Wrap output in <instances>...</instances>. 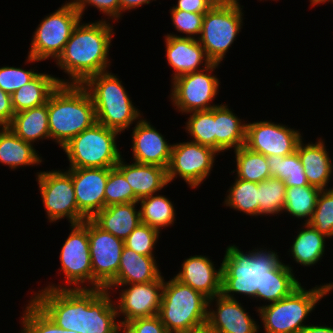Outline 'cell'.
Here are the masks:
<instances>
[{
    "instance_id": "6da1fadb",
    "label": "cell",
    "mask_w": 333,
    "mask_h": 333,
    "mask_svg": "<svg viewBox=\"0 0 333 333\" xmlns=\"http://www.w3.org/2000/svg\"><path fill=\"white\" fill-rule=\"evenodd\" d=\"M112 294L100 288H42L30 299L63 329L78 333H117L120 322Z\"/></svg>"
},
{
    "instance_id": "7a4b0ae2",
    "label": "cell",
    "mask_w": 333,
    "mask_h": 333,
    "mask_svg": "<svg viewBox=\"0 0 333 333\" xmlns=\"http://www.w3.org/2000/svg\"><path fill=\"white\" fill-rule=\"evenodd\" d=\"M113 27L104 18L91 23H83L82 20L78 23L55 61L69 78L56 77L59 84H83L89 77L109 71V51L115 35Z\"/></svg>"
},
{
    "instance_id": "3957f363",
    "label": "cell",
    "mask_w": 333,
    "mask_h": 333,
    "mask_svg": "<svg viewBox=\"0 0 333 333\" xmlns=\"http://www.w3.org/2000/svg\"><path fill=\"white\" fill-rule=\"evenodd\" d=\"M279 257L272 249L259 247L244 253L235 244L227 246L222 260L221 294L234 300L240 294L264 301L266 276L282 261Z\"/></svg>"
},
{
    "instance_id": "277c9868",
    "label": "cell",
    "mask_w": 333,
    "mask_h": 333,
    "mask_svg": "<svg viewBox=\"0 0 333 333\" xmlns=\"http://www.w3.org/2000/svg\"><path fill=\"white\" fill-rule=\"evenodd\" d=\"M47 106L50 139L60 148L97 122L92 97L82 84H59Z\"/></svg>"
},
{
    "instance_id": "5b68a950",
    "label": "cell",
    "mask_w": 333,
    "mask_h": 333,
    "mask_svg": "<svg viewBox=\"0 0 333 333\" xmlns=\"http://www.w3.org/2000/svg\"><path fill=\"white\" fill-rule=\"evenodd\" d=\"M118 77L106 71L89 77L82 85L92 97L97 123L123 133L137 123L143 113L133 105Z\"/></svg>"
},
{
    "instance_id": "8992f818",
    "label": "cell",
    "mask_w": 333,
    "mask_h": 333,
    "mask_svg": "<svg viewBox=\"0 0 333 333\" xmlns=\"http://www.w3.org/2000/svg\"><path fill=\"white\" fill-rule=\"evenodd\" d=\"M333 291V282L307 290L300 285L289 296L275 303L256 306L265 333H300L307 316L322 298ZM305 324H304V323Z\"/></svg>"
},
{
    "instance_id": "52a82bcc",
    "label": "cell",
    "mask_w": 333,
    "mask_h": 333,
    "mask_svg": "<svg viewBox=\"0 0 333 333\" xmlns=\"http://www.w3.org/2000/svg\"><path fill=\"white\" fill-rule=\"evenodd\" d=\"M208 298L172 277L164 280L158 316L169 333H184L206 325Z\"/></svg>"
},
{
    "instance_id": "ba28073f",
    "label": "cell",
    "mask_w": 333,
    "mask_h": 333,
    "mask_svg": "<svg viewBox=\"0 0 333 333\" xmlns=\"http://www.w3.org/2000/svg\"><path fill=\"white\" fill-rule=\"evenodd\" d=\"M120 132L99 123L73 137L62 149L68 168H113L122 158L117 147Z\"/></svg>"
},
{
    "instance_id": "9c48e42d",
    "label": "cell",
    "mask_w": 333,
    "mask_h": 333,
    "mask_svg": "<svg viewBox=\"0 0 333 333\" xmlns=\"http://www.w3.org/2000/svg\"><path fill=\"white\" fill-rule=\"evenodd\" d=\"M243 7L240 0H219L204 14L198 41L212 63L221 64L241 32Z\"/></svg>"
},
{
    "instance_id": "30bf717a",
    "label": "cell",
    "mask_w": 333,
    "mask_h": 333,
    "mask_svg": "<svg viewBox=\"0 0 333 333\" xmlns=\"http://www.w3.org/2000/svg\"><path fill=\"white\" fill-rule=\"evenodd\" d=\"M82 18L72 0L45 16L34 31L25 63L56 61Z\"/></svg>"
},
{
    "instance_id": "8fae6325",
    "label": "cell",
    "mask_w": 333,
    "mask_h": 333,
    "mask_svg": "<svg viewBox=\"0 0 333 333\" xmlns=\"http://www.w3.org/2000/svg\"><path fill=\"white\" fill-rule=\"evenodd\" d=\"M69 229L70 233L61 247L59 256L61 263L59 270L64 273L67 285L49 283L45 288L92 289L88 219L79 224H71Z\"/></svg>"
},
{
    "instance_id": "7c38bea8",
    "label": "cell",
    "mask_w": 333,
    "mask_h": 333,
    "mask_svg": "<svg viewBox=\"0 0 333 333\" xmlns=\"http://www.w3.org/2000/svg\"><path fill=\"white\" fill-rule=\"evenodd\" d=\"M219 66V63H212L203 70L184 74L172 80L169 98L174 109L187 114L210 110L219 105L212 102L219 93L221 83L217 75L212 73Z\"/></svg>"
},
{
    "instance_id": "4fadbf2b",
    "label": "cell",
    "mask_w": 333,
    "mask_h": 333,
    "mask_svg": "<svg viewBox=\"0 0 333 333\" xmlns=\"http://www.w3.org/2000/svg\"><path fill=\"white\" fill-rule=\"evenodd\" d=\"M46 217L50 223L67 218L70 224H79L86 218L79 212L71 174L66 170L36 173Z\"/></svg>"
},
{
    "instance_id": "5bb4252c",
    "label": "cell",
    "mask_w": 333,
    "mask_h": 333,
    "mask_svg": "<svg viewBox=\"0 0 333 333\" xmlns=\"http://www.w3.org/2000/svg\"><path fill=\"white\" fill-rule=\"evenodd\" d=\"M217 155L215 149L192 141L174 143L167 168L169 184L179 177L191 189L199 188L210 176Z\"/></svg>"
},
{
    "instance_id": "9a60e30c",
    "label": "cell",
    "mask_w": 333,
    "mask_h": 333,
    "mask_svg": "<svg viewBox=\"0 0 333 333\" xmlns=\"http://www.w3.org/2000/svg\"><path fill=\"white\" fill-rule=\"evenodd\" d=\"M164 277L161 275L157 280L147 283L108 285L105 290L114 293L120 289L119 297L115 303L120 324L145 317L157 316L160 310ZM123 287H126L125 289Z\"/></svg>"
},
{
    "instance_id": "2e32d148",
    "label": "cell",
    "mask_w": 333,
    "mask_h": 333,
    "mask_svg": "<svg viewBox=\"0 0 333 333\" xmlns=\"http://www.w3.org/2000/svg\"><path fill=\"white\" fill-rule=\"evenodd\" d=\"M88 237L92 266V289H105L116 277L124 240L103 231L88 219Z\"/></svg>"
},
{
    "instance_id": "e0dca14e",
    "label": "cell",
    "mask_w": 333,
    "mask_h": 333,
    "mask_svg": "<svg viewBox=\"0 0 333 333\" xmlns=\"http://www.w3.org/2000/svg\"><path fill=\"white\" fill-rule=\"evenodd\" d=\"M294 127L263 120L246 123L245 146L265 156H287L296 151L302 133Z\"/></svg>"
},
{
    "instance_id": "ac0fdd59",
    "label": "cell",
    "mask_w": 333,
    "mask_h": 333,
    "mask_svg": "<svg viewBox=\"0 0 333 333\" xmlns=\"http://www.w3.org/2000/svg\"><path fill=\"white\" fill-rule=\"evenodd\" d=\"M79 212L92 219L105 208V187L109 168H68Z\"/></svg>"
},
{
    "instance_id": "d6986e66",
    "label": "cell",
    "mask_w": 333,
    "mask_h": 333,
    "mask_svg": "<svg viewBox=\"0 0 333 333\" xmlns=\"http://www.w3.org/2000/svg\"><path fill=\"white\" fill-rule=\"evenodd\" d=\"M248 313L238 299L221 294L208 299L206 325L215 333H259L260 326Z\"/></svg>"
},
{
    "instance_id": "ffe728a7",
    "label": "cell",
    "mask_w": 333,
    "mask_h": 333,
    "mask_svg": "<svg viewBox=\"0 0 333 333\" xmlns=\"http://www.w3.org/2000/svg\"><path fill=\"white\" fill-rule=\"evenodd\" d=\"M132 128L133 161L141 164L158 165L168 168L173 144L149 122L142 117Z\"/></svg>"
},
{
    "instance_id": "44dd1931",
    "label": "cell",
    "mask_w": 333,
    "mask_h": 333,
    "mask_svg": "<svg viewBox=\"0 0 333 333\" xmlns=\"http://www.w3.org/2000/svg\"><path fill=\"white\" fill-rule=\"evenodd\" d=\"M208 257L194 255L185 258L174 278L211 299L222 292V263L217 269L215 262Z\"/></svg>"
},
{
    "instance_id": "7402d4cb",
    "label": "cell",
    "mask_w": 333,
    "mask_h": 333,
    "mask_svg": "<svg viewBox=\"0 0 333 333\" xmlns=\"http://www.w3.org/2000/svg\"><path fill=\"white\" fill-rule=\"evenodd\" d=\"M164 37L165 56L168 65L174 71L171 81L181 75L203 70L212 64L197 38L166 35ZM200 65L203 67L201 68Z\"/></svg>"
},
{
    "instance_id": "603a6c76",
    "label": "cell",
    "mask_w": 333,
    "mask_h": 333,
    "mask_svg": "<svg viewBox=\"0 0 333 333\" xmlns=\"http://www.w3.org/2000/svg\"><path fill=\"white\" fill-rule=\"evenodd\" d=\"M302 138L296 148L301 164L303 165L309 185L321 190L329 189L328 184L332 178L333 160L325 146V140L317 138L316 142L304 144Z\"/></svg>"
},
{
    "instance_id": "cb8c5ba5",
    "label": "cell",
    "mask_w": 333,
    "mask_h": 333,
    "mask_svg": "<svg viewBox=\"0 0 333 333\" xmlns=\"http://www.w3.org/2000/svg\"><path fill=\"white\" fill-rule=\"evenodd\" d=\"M115 167L124 175L138 199L160 193L169 184L167 169L158 165L134 161L128 164L122 157Z\"/></svg>"
},
{
    "instance_id": "d4e9b609",
    "label": "cell",
    "mask_w": 333,
    "mask_h": 333,
    "mask_svg": "<svg viewBox=\"0 0 333 333\" xmlns=\"http://www.w3.org/2000/svg\"><path fill=\"white\" fill-rule=\"evenodd\" d=\"M138 202L113 204L100 210L91 220L103 231L125 240L141 224Z\"/></svg>"
},
{
    "instance_id": "484cf974",
    "label": "cell",
    "mask_w": 333,
    "mask_h": 333,
    "mask_svg": "<svg viewBox=\"0 0 333 333\" xmlns=\"http://www.w3.org/2000/svg\"><path fill=\"white\" fill-rule=\"evenodd\" d=\"M155 258L157 257L138 254L124 246L118 273L109 285L138 284L157 280L162 273Z\"/></svg>"
},
{
    "instance_id": "4316f807",
    "label": "cell",
    "mask_w": 333,
    "mask_h": 333,
    "mask_svg": "<svg viewBox=\"0 0 333 333\" xmlns=\"http://www.w3.org/2000/svg\"><path fill=\"white\" fill-rule=\"evenodd\" d=\"M246 122L225 103L215 106V150L222 153L244 146Z\"/></svg>"
},
{
    "instance_id": "83f0119b",
    "label": "cell",
    "mask_w": 333,
    "mask_h": 333,
    "mask_svg": "<svg viewBox=\"0 0 333 333\" xmlns=\"http://www.w3.org/2000/svg\"><path fill=\"white\" fill-rule=\"evenodd\" d=\"M35 145L20 139L8 127L0 128V164L15 170L19 167L37 166L43 162Z\"/></svg>"
},
{
    "instance_id": "f1b7e54d",
    "label": "cell",
    "mask_w": 333,
    "mask_h": 333,
    "mask_svg": "<svg viewBox=\"0 0 333 333\" xmlns=\"http://www.w3.org/2000/svg\"><path fill=\"white\" fill-rule=\"evenodd\" d=\"M7 127L20 139L33 145L39 140H50L47 102L15 113Z\"/></svg>"
},
{
    "instance_id": "f546056e",
    "label": "cell",
    "mask_w": 333,
    "mask_h": 333,
    "mask_svg": "<svg viewBox=\"0 0 333 333\" xmlns=\"http://www.w3.org/2000/svg\"><path fill=\"white\" fill-rule=\"evenodd\" d=\"M289 248L293 261L304 267L316 265L325 255L326 236L319 233L309 223L302 224ZM324 254V255H323Z\"/></svg>"
},
{
    "instance_id": "4dcf8cb0",
    "label": "cell",
    "mask_w": 333,
    "mask_h": 333,
    "mask_svg": "<svg viewBox=\"0 0 333 333\" xmlns=\"http://www.w3.org/2000/svg\"><path fill=\"white\" fill-rule=\"evenodd\" d=\"M58 85L55 75L39 73L11 95L14 112L44 105Z\"/></svg>"
},
{
    "instance_id": "1f68e13d",
    "label": "cell",
    "mask_w": 333,
    "mask_h": 333,
    "mask_svg": "<svg viewBox=\"0 0 333 333\" xmlns=\"http://www.w3.org/2000/svg\"><path fill=\"white\" fill-rule=\"evenodd\" d=\"M140 204L141 223L146 224L161 233V230L172 226L176 220L174 203L165 195L159 193L143 197Z\"/></svg>"
},
{
    "instance_id": "d6a6232c",
    "label": "cell",
    "mask_w": 333,
    "mask_h": 333,
    "mask_svg": "<svg viewBox=\"0 0 333 333\" xmlns=\"http://www.w3.org/2000/svg\"><path fill=\"white\" fill-rule=\"evenodd\" d=\"M233 152L235 154L236 169L231 171V173L236 172V178L260 183L271 177L265 155L254 152L245 145Z\"/></svg>"
},
{
    "instance_id": "836d02e7",
    "label": "cell",
    "mask_w": 333,
    "mask_h": 333,
    "mask_svg": "<svg viewBox=\"0 0 333 333\" xmlns=\"http://www.w3.org/2000/svg\"><path fill=\"white\" fill-rule=\"evenodd\" d=\"M266 159L270 176L282 180L287 188L309 185L297 151L287 156H266Z\"/></svg>"
},
{
    "instance_id": "e575fe53",
    "label": "cell",
    "mask_w": 333,
    "mask_h": 333,
    "mask_svg": "<svg viewBox=\"0 0 333 333\" xmlns=\"http://www.w3.org/2000/svg\"><path fill=\"white\" fill-rule=\"evenodd\" d=\"M291 265L282 261L272 270L268 271L265 283L263 305L275 303L289 296L301 283L295 277Z\"/></svg>"
},
{
    "instance_id": "d590c367",
    "label": "cell",
    "mask_w": 333,
    "mask_h": 333,
    "mask_svg": "<svg viewBox=\"0 0 333 333\" xmlns=\"http://www.w3.org/2000/svg\"><path fill=\"white\" fill-rule=\"evenodd\" d=\"M320 192L321 189L312 185L286 188L283 213L298 220L305 219L304 222L309 223Z\"/></svg>"
},
{
    "instance_id": "8d00e7d4",
    "label": "cell",
    "mask_w": 333,
    "mask_h": 333,
    "mask_svg": "<svg viewBox=\"0 0 333 333\" xmlns=\"http://www.w3.org/2000/svg\"><path fill=\"white\" fill-rule=\"evenodd\" d=\"M234 178L235 181L227 190L228 193L224 198L223 205L251 217H258V183Z\"/></svg>"
},
{
    "instance_id": "74e56055",
    "label": "cell",
    "mask_w": 333,
    "mask_h": 333,
    "mask_svg": "<svg viewBox=\"0 0 333 333\" xmlns=\"http://www.w3.org/2000/svg\"><path fill=\"white\" fill-rule=\"evenodd\" d=\"M286 185L278 178L270 177L258 183L259 216H277L283 213Z\"/></svg>"
},
{
    "instance_id": "f35d334b",
    "label": "cell",
    "mask_w": 333,
    "mask_h": 333,
    "mask_svg": "<svg viewBox=\"0 0 333 333\" xmlns=\"http://www.w3.org/2000/svg\"><path fill=\"white\" fill-rule=\"evenodd\" d=\"M187 114L184 129L192 137L190 141L215 149V107Z\"/></svg>"
},
{
    "instance_id": "ab89813d",
    "label": "cell",
    "mask_w": 333,
    "mask_h": 333,
    "mask_svg": "<svg viewBox=\"0 0 333 333\" xmlns=\"http://www.w3.org/2000/svg\"><path fill=\"white\" fill-rule=\"evenodd\" d=\"M21 316L20 333H64L31 299Z\"/></svg>"
},
{
    "instance_id": "60d3db41",
    "label": "cell",
    "mask_w": 333,
    "mask_h": 333,
    "mask_svg": "<svg viewBox=\"0 0 333 333\" xmlns=\"http://www.w3.org/2000/svg\"><path fill=\"white\" fill-rule=\"evenodd\" d=\"M138 200L124 175L116 167L109 168L105 187V207L113 204L138 202Z\"/></svg>"
},
{
    "instance_id": "b9f144b4",
    "label": "cell",
    "mask_w": 333,
    "mask_h": 333,
    "mask_svg": "<svg viewBox=\"0 0 333 333\" xmlns=\"http://www.w3.org/2000/svg\"><path fill=\"white\" fill-rule=\"evenodd\" d=\"M309 224L327 239L333 237V192L321 190Z\"/></svg>"
},
{
    "instance_id": "7bdbcfd3",
    "label": "cell",
    "mask_w": 333,
    "mask_h": 333,
    "mask_svg": "<svg viewBox=\"0 0 333 333\" xmlns=\"http://www.w3.org/2000/svg\"><path fill=\"white\" fill-rule=\"evenodd\" d=\"M159 236L158 230L141 223L124 240V246L138 254L155 257L154 249Z\"/></svg>"
},
{
    "instance_id": "ee69618b",
    "label": "cell",
    "mask_w": 333,
    "mask_h": 333,
    "mask_svg": "<svg viewBox=\"0 0 333 333\" xmlns=\"http://www.w3.org/2000/svg\"><path fill=\"white\" fill-rule=\"evenodd\" d=\"M171 21L172 24L179 33L186 34L177 35L170 33L166 36H174V37H186V38H194L197 39L200 37L203 18L205 13H192L178 9H170Z\"/></svg>"
},
{
    "instance_id": "f6af8a7d",
    "label": "cell",
    "mask_w": 333,
    "mask_h": 333,
    "mask_svg": "<svg viewBox=\"0 0 333 333\" xmlns=\"http://www.w3.org/2000/svg\"><path fill=\"white\" fill-rule=\"evenodd\" d=\"M39 72L34 69H23L22 67L2 66L0 67V88L12 95L16 90L24 84L34 79Z\"/></svg>"
},
{
    "instance_id": "bcb514c9",
    "label": "cell",
    "mask_w": 333,
    "mask_h": 333,
    "mask_svg": "<svg viewBox=\"0 0 333 333\" xmlns=\"http://www.w3.org/2000/svg\"><path fill=\"white\" fill-rule=\"evenodd\" d=\"M76 6V9L84 16L85 10L89 7H95L104 16L113 20L111 22H116L120 20V1L119 0H72ZM109 17V18H108Z\"/></svg>"
},
{
    "instance_id": "7dc6e473",
    "label": "cell",
    "mask_w": 333,
    "mask_h": 333,
    "mask_svg": "<svg viewBox=\"0 0 333 333\" xmlns=\"http://www.w3.org/2000/svg\"><path fill=\"white\" fill-rule=\"evenodd\" d=\"M126 326L133 333H169L158 315L132 320Z\"/></svg>"
},
{
    "instance_id": "c3c4849f",
    "label": "cell",
    "mask_w": 333,
    "mask_h": 333,
    "mask_svg": "<svg viewBox=\"0 0 333 333\" xmlns=\"http://www.w3.org/2000/svg\"><path fill=\"white\" fill-rule=\"evenodd\" d=\"M219 0H178L170 9H178L192 13H206Z\"/></svg>"
},
{
    "instance_id": "681fc988",
    "label": "cell",
    "mask_w": 333,
    "mask_h": 333,
    "mask_svg": "<svg viewBox=\"0 0 333 333\" xmlns=\"http://www.w3.org/2000/svg\"><path fill=\"white\" fill-rule=\"evenodd\" d=\"M11 95L0 88V126L7 127L14 117Z\"/></svg>"
},
{
    "instance_id": "f907efd6",
    "label": "cell",
    "mask_w": 333,
    "mask_h": 333,
    "mask_svg": "<svg viewBox=\"0 0 333 333\" xmlns=\"http://www.w3.org/2000/svg\"><path fill=\"white\" fill-rule=\"evenodd\" d=\"M120 1V19L122 18L123 13L130 10H135L142 5L150 4L152 1L156 0H119Z\"/></svg>"
},
{
    "instance_id": "816d5d0a",
    "label": "cell",
    "mask_w": 333,
    "mask_h": 333,
    "mask_svg": "<svg viewBox=\"0 0 333 333\" xmlns=\"http://www.w3.org/2000/svg\"><path fill=\"white\" fill-rule=\"evenodd\" d=\"M300 333H333V327L325 325H309L307 324Z\"/></svg>"
},
{
    "instance_id": "f5cc1de1",
    "label": "cell",
    "mask_w": 333,
    "mask_h": 333,
    "mask_svg": "<svg viewBox=\"0 0 333 333\" xmlns=\"http://www.w3.org/2000/svg\"><path fill=\"white\" fill-rule=\"evenodd\" d=\"M184 333H215V332L211 328H209L207 325H205L200 328L190 330V331L184 332Z\"/></svg>"
},
{
    "instance_id": "db71d44e",
    "label": "cell",
    "mask_w": 333,
    "mask_h": 333,
    "mask_svg": "<svg viewBox=\"0 0 333 333\" xmlns=\"http://www.w3.org/2000/svg\"><path fill=\"white\" fill-rule=\"evenodd\" d=\"M117 333H133L126 325L120 324Z\"/></svg>"
},
{
    "instance_id": "11a10c76",
    "label": "cell",
    "mask_w": 333,
    "mask_h": 333,
    "mask_svg": "<svg viewBox=\"0 0 333 333\" xmlns=\"http://www.w3.org/2000/svg\"><path fill=\"white\" fill-rule=\"evenodd\" d=\"M310 1V5L314 6V5H320V4H324V3H329L330 0H309Z\"/></svg>"
},
{
    "instance_id": "9f6ffc18",
    "label": "cell",
    "mask_w": 333,
    "mask_h": 333,
    "mask_svg": "<svg viewBox=\"0 0 333 333\" xmlns=\"http://www.w3.org/2000/svg\"><path fill=\"white\" fill-rule=\"evenodd\" d=\"M64 333H78V332L64 329Z\"/></svg>"
},
{
    "instance_id": "6f0895ef",
    "label": "cell",
    "mask_w": 333,
    "mask_h": 333,
    "mask_svg": "<svg viewBox=\"0 0 333 333\" xmlns=\"http://www.w3.org/2000/svg\"><path fill=\"white\" fill-rule=\"evenodd\" d=\"M332 171H333V168H332ZM332 176H333V172H332ZM329 189L333 192V185H332V187H329Z\"/></svg>"
}]
</instances>
